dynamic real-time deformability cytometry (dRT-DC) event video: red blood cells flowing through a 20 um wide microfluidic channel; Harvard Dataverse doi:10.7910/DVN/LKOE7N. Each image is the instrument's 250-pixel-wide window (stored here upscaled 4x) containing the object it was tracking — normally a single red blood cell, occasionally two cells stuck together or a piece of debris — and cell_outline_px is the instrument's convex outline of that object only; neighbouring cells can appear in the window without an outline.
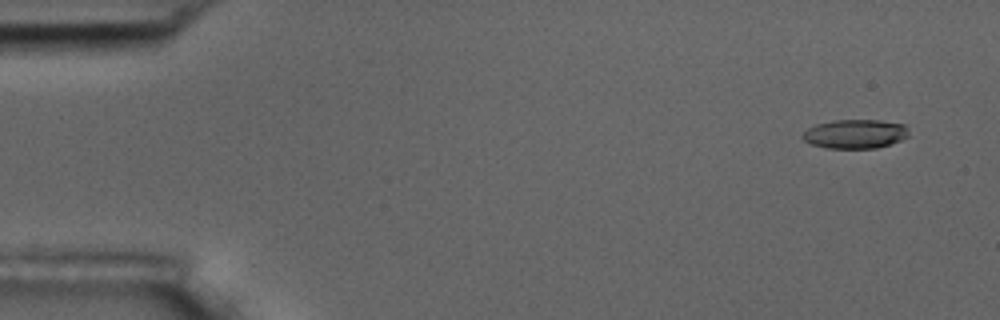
{"species": "common noctule bat (a hibernating species)", "species_latin": "Nyctalus noctula", "temperature_condition": "room temperature", "stored_images_in_passage": 5, "camera_frame_rate_fps": 3000, "um_per_image_px": 0.085, "animal": {"sex": "male", "body_mass_g": 17.5, "forearm_length_mm": 52.3}, "frame": {"image": 1, "passage_image": 2, "time_ms": 1.0, "image_size_px": [1000, 320], "cell_outline_px": [[908, 136], [900, 140], [876, 148], [824, 148], [812, 144], [804, 140], [800, 136], [808, 128], [816, 124], [832, 120], [880, 120], [904, 124], [908, 128]], "centroid_in_image_um": [72.67, 11.37], "position_along_channel_um": 12.3, "area_um2": 17.98}}